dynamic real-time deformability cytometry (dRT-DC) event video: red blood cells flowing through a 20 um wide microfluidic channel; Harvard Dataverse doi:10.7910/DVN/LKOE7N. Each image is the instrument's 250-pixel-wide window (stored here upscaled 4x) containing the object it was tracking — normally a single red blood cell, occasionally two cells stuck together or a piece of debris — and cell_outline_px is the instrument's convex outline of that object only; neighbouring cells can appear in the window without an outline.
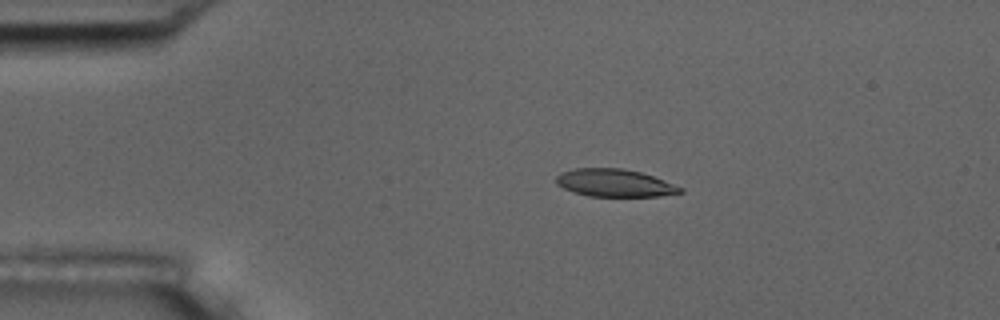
{"species": "common noctule bat (a hibernating species)", "species_latin": "Nyctalus noctula", "temperature_condition": "room temperature", "stored_images_in_passage": 5, "camera_frame_rate_fps": 3000, "um_per_image_px": 0.085, "animal": {"sex": "male", "body_mass_g": 17.5, "forearm_length_mm": 52.3}, "frame": {"image": 1, "passage_image": 4, "time_ms": 3.333, "image_size_px": [1000, 320], "cell_outline_px": [[684, 192], [660, 196], [588, 196], [572, 192], [556, 184], [556, 176], [560, 172], [576, 168], [620, 168], [640, 172], [664, 180], [684, 188]], "centroid_in_image_um": [52.23, 15.55], "position_along_channel_um": 32.8, "area_um2": 20.0}}